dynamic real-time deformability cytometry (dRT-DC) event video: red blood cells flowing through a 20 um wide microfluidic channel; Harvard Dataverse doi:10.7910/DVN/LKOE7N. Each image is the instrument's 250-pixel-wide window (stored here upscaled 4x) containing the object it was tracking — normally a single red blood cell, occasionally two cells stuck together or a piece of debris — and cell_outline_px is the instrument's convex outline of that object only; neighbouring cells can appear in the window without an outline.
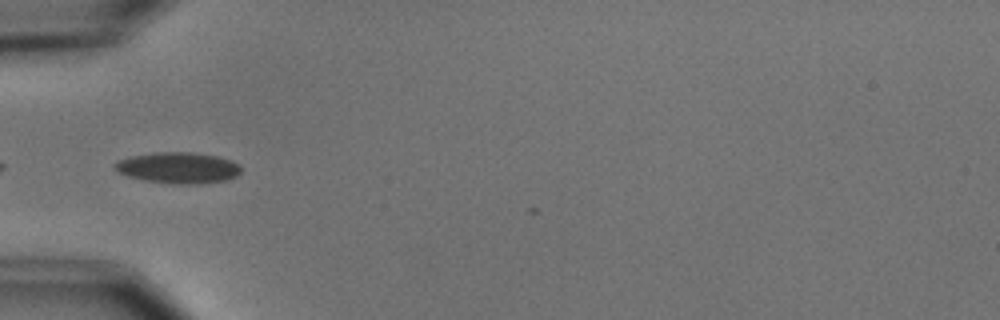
{"species": "common noctule bat (a hibernating species)", "species_latin": "Nyctalus noctula", "temperature_condition": "cold", "stored_images_in_passage": 4, "camera_frame_rate_fps": 3000, "um_per_image_px": 0.085, "animal": {"sex": "male", "body_mass_g": 15.6}, "frame": {"image": 1, "passage_image": 3, "time_ms": 2.333, "image_size_px": [1000, 320], "cell_outline_px": [[240, 172], [236, 176], [228, 180], [200, 184], [172, 184], [144, 180], [128, 176], [116, 172], [112, 168], [112, 164], [116, 160], [132, 156], [152, 152], [192, 152], [216, 156], [232, 160], [240, 164]], "centroid_in_image_um": [15.11, 14.26], "position_along_channel_um": 69.9, "area_um2": 23.29}}